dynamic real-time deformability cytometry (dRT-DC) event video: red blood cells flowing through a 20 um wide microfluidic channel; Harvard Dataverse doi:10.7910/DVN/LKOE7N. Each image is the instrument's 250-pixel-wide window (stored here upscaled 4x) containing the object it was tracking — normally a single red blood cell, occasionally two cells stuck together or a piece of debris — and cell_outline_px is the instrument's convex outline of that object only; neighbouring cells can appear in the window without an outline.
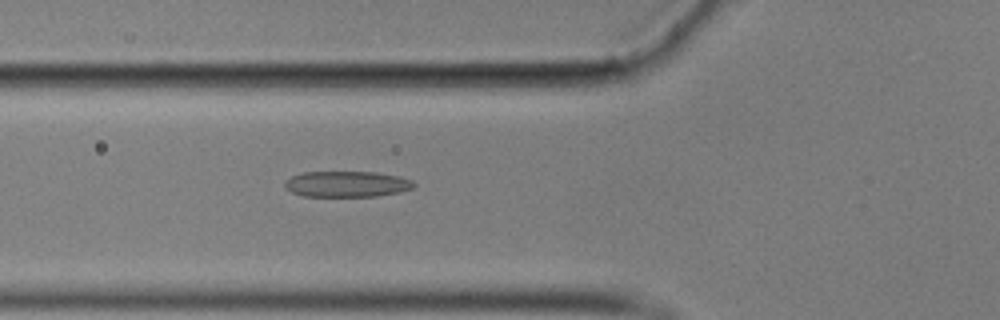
{"species": "common noctule bat (a hibernating species)", "species_latin": "Nyctalus noctula", "temperature_condition": "cold", "stored_images_in_passage": 57, "camera_frame_rate_fps": 3000, "um_per_image_px": 0.085, "animal": {"sex": "male", "body_mass_g": 17.9}, "frame": {"image": 1, "passage_image": 21, "time_ms": 6.667, "image_size_px": [1000, 320], "cell_outline_px": [[416, 184], [412, 188], [400, 192], [376, 196], [304, 196], [292, 192], [284, 188], [284, 180], [292, 176], [304, 172], [376, 172], [400, 176], [412, 180]], "centroid_in_image_um": [29.48, 15.64], "position_along_channel_um": 96.3, "area_um2": 19.54}}
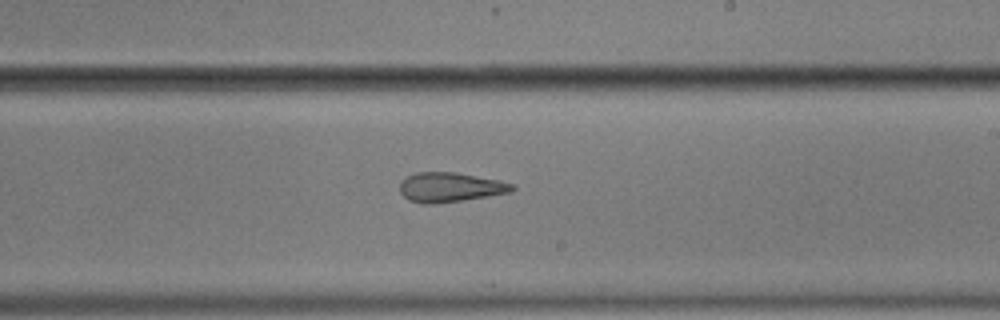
{"frame": {"image": 2, "passage_image": 34, "time_ms": 11.0, "image_size_px": [1000, 320], "cell_outline_px": [[516, 188], [512, 192], [464, 200], [432, 204], [420, 204], [408, 200], [400, 192], [400, 184], [408, 176], [416, 172], [456, 172], [500, 180], [516, 184]], "centroid_in_image_um": [38.3, 15.92], "position_along_channel_um": 250.7, "area_um2": 19.54}}
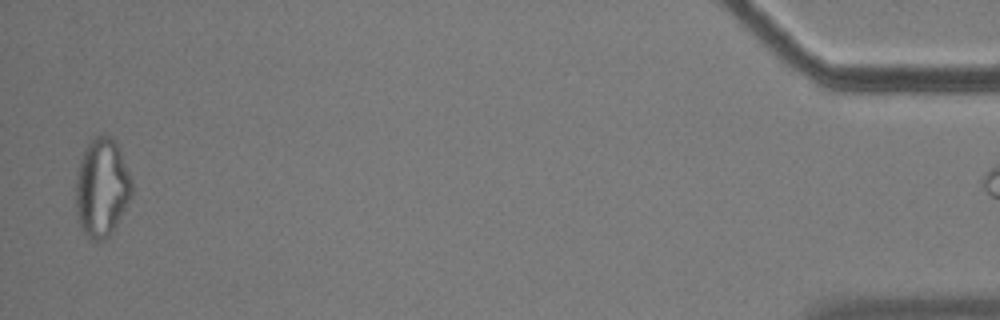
{"frame": {"image": 3, "passage_image": 56, "time_ms": 18.333, "image_size_px": [1000, 320], "cell_outline_px": [[132, 196], [116, 224], [108, 236], [104, 240], [96, 244], [80, 228], [76, 216], [76, 180], [80, 160], [88, 144], [96, 136], [108, 136], [116, 140], [132, 180]], "centroid_in_image_um": [8.65, 15.99], "position_along_channel_um": 426.5, "area_um2": 32.08}}